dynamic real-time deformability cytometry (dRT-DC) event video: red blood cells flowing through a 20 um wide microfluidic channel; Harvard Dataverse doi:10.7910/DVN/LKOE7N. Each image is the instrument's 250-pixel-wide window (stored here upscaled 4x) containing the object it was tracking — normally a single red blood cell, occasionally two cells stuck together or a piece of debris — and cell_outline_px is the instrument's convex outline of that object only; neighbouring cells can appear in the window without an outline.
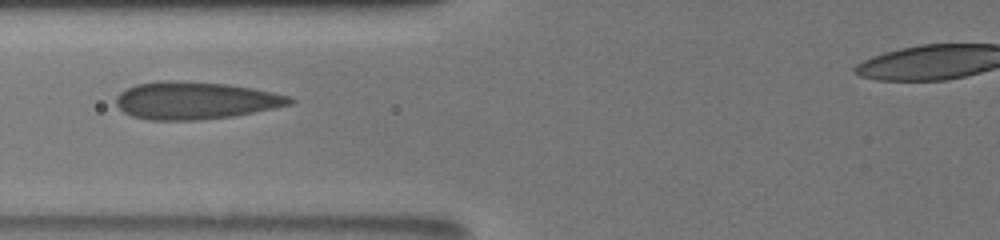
{"species": "human", "species_latin": "Homo sapiens", "temperature_condition": "room temperature", "stored_images_in_passage": 14, "camera_frame_rate_fps": 3000, "um_per_image_px": 0.085, "donor": {"sex": "male"}, "frame": {"image": 1, "passage_image": 3, "time_ms": 1.333, "image_size_px": [1000, 240], "cell_outline_px": [[296, 100], [292, 104], [232, 116], [196, 120], [148, 120], [132, 116], [124, 112], [116, 104], [116, 96], [120, 92], [136, 84], [156, 80], [180, 80], [228, 84], [252, 88], [272, 92], [288, 96]], "centroid_in_image_um": [16.56, 8.53], "position_along_channel_um": 109.2, "area_um2": 37.92}}
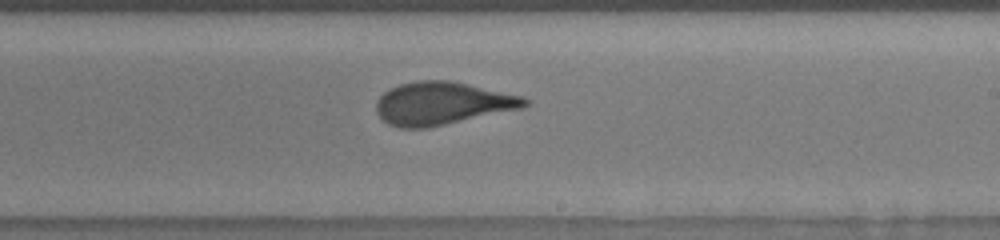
{"frame": {"image": 2, "passage_image": 10, "time_ms": 5.0, "image_size_px": [1000, 240], "cell_outline_px": [[532, 104], [524, 108], [428, 128], [400, 128], [388, 124], [376, 112], [376, 100], [384, 92], [400, 84], [416, 80], [448, 80], [524, 96], [532, 100]], "centroid_in_image_um": [37.64, 8.79], "position_along_channel_um": 251.4, "area_um2": 37.34}}
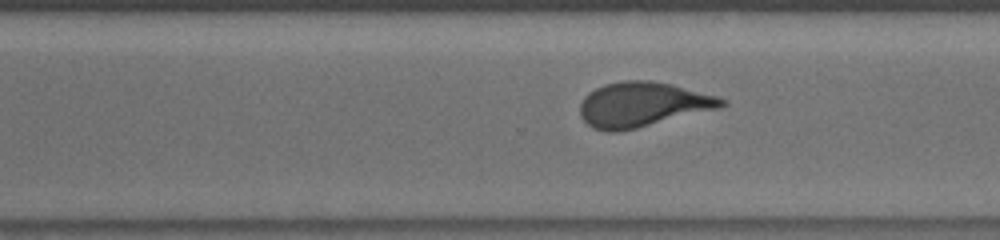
{"frame": {"image": 3, "passage_image": 13, "time_ms": 6.667, "image_size_px": [1000, 240], "cell_outline_px": [[728, 104], [720, 108], [636, 128], [616, 132], [608, 132], [592, 128], [580, 116], [580, 104], [584, 96], [588, 92], [604, 84], [624, 80], [648, 80], [672, 84], [716, 96], [728, 100]], "centroid_in_image_um": [54.6, 8.88], "position_along_channel_um": 316.0, "area_um2": 36.93}}